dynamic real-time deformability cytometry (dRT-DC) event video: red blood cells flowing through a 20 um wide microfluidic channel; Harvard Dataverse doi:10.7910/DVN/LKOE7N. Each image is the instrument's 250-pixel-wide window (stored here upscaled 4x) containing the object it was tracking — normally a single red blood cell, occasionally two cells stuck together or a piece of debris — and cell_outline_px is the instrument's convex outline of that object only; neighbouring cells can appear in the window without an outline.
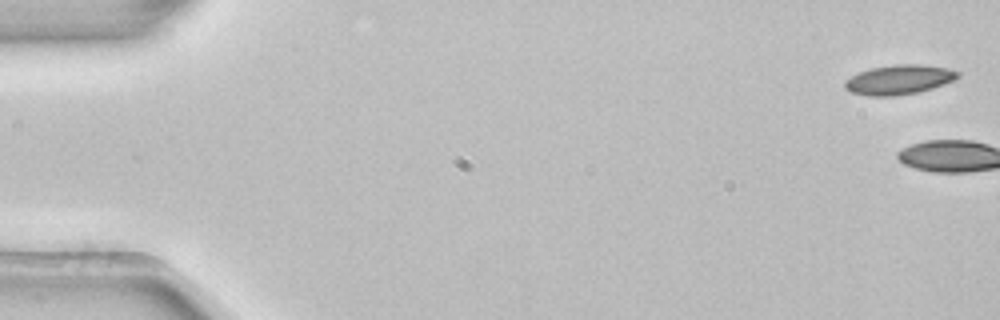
{"species": "common noctule bat (a hibernating species)", "species_latin": "Nyctalus noctula", "temperature_condition": "room temperature", "stored_images_in_passage": 5, "camera_frame_rate_fps": 3000, "um_per_image_px": 0.085, "animal": {"sex": "female", "body_mass_g": 22.7, "forearm_length_mm": 54.2}, "frame": {"image": 1, "passage_image": 1, "time_ms": 0.0, "image_size_px": [1000, 320], "cell_outline_px": [[960, 76], [944, 84], [932, 88], [916, 92], [892, 96], [868, 96], [848, 92], [844, 88], [844, 80], [860, 72], [872, 68], [896, 64], [920, 64], [948, 68], [960, 72]], "centroid_in_image_um": [76.39, 6.77], "position_along_channel_um": 8.6, "area_um2": 19.42}}
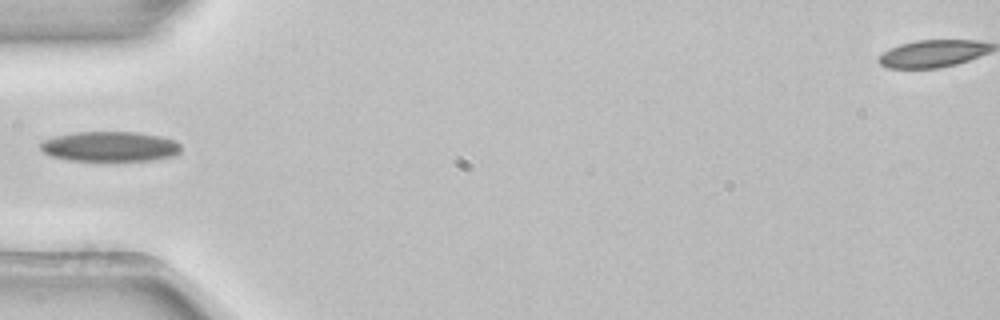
{"frame": {"image": 2, "passage_image": 5, "time_ms": 1.333, "image_size_px": [1000, 320], "cell_outline_px": [[180, 152], [176, 156], [152, 160], [68, 160], [52, 156], [44, 152], [40, 148], [40, 144], [44, 140], [56, 136], [76, 132], [136, 132], [160, 136], [176, 140], [180, 144]], "centroid_in_image_um": [9.39, 12.45], "position_along_channel_um": 75.6, "area_um2": 24.51}}